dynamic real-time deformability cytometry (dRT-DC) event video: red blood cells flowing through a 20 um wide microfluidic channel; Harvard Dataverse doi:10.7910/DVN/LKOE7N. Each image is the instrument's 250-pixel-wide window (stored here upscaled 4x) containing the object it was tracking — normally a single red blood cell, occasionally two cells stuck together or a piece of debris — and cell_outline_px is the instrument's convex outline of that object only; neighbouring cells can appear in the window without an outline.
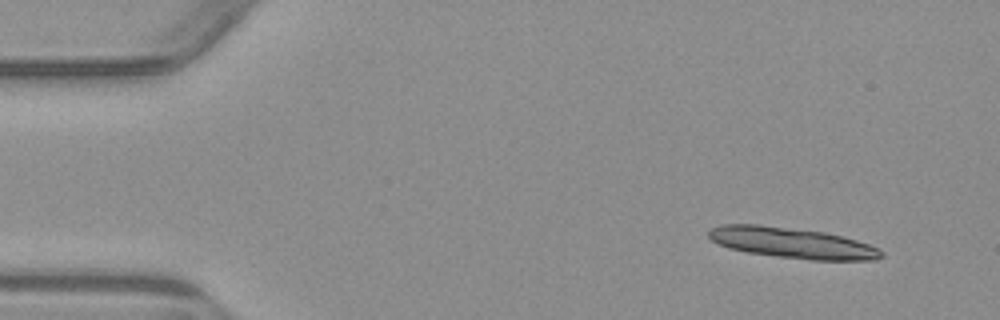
{"species": "common noctule bat (a hibernating species)", "species_latin": "Nyctalus noctula", "temperature_condition": "warm", "stored_images_in_passage": 4, "camera_frame_rate_fps": 3000, "um_per_image_px": 0.085, "animal": {"sex": "male", "body_mass_g": 23.1, "forearm_length_mm": 52.7}, "frame": {"image": 1, "passage_image": 1, "time_ms": 0.0, "image_size_px": [1000, 320], "cell_outline_px": [[884, 256], [876, 260], [812, 260], [748, 252], [728, 248], [712, 240], [708, 236], [708, 232], [712, 228], [724, 224], [756, 224], [824, 232], [856, 240], [868, 244], [884, 252]], "centroid_in_image_um": [67.34, 20.65], "position_along_channel_um": 17.7, "area_um2": 30.46}}